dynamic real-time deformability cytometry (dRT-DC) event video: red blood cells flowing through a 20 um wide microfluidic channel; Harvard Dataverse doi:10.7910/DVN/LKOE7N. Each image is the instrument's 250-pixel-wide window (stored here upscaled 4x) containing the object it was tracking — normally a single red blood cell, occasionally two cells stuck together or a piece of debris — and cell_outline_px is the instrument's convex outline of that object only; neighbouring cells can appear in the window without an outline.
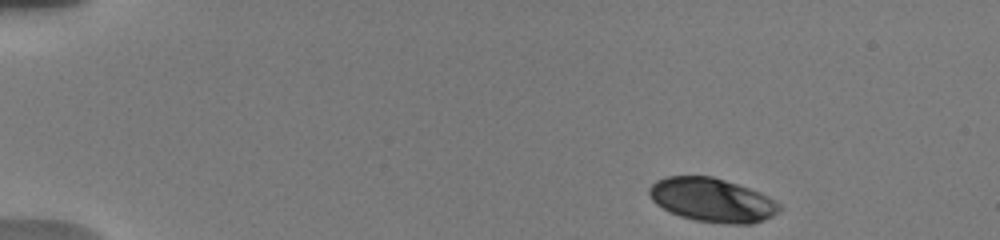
{"species": "human", "species_latin": "Homo sapiens", "temperature_condition": "warm", "stored_images_in_passage": 20, "camera_frame_rate_fps": 3000, "um_per_image_px": 0.085, "donor": {"sex": "male"}, "frame": {"image": 1, "passage_image": 1, "time_ms": 0.0, "image_size_px": [1000, 240], "cell_outline_px": [[780, 212], [764, 220], [752, 224], [724, 224], [696, 220], [680, 216], [656, 204], [652, 200], [648, 192], [648, 188], [656, 180], [668, 176], [712, 176], [760, 192], [776, 200], [780, 204]], "centroid_in_image_um": [60.55, 17.01], "position_along_channel_um": 24.4, "area_um2": 33.23}}
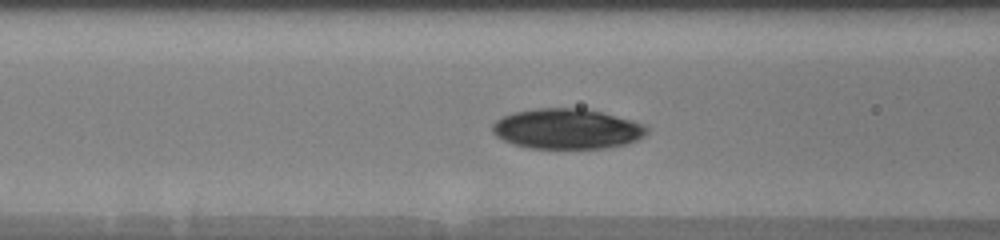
{"frame": {"image": 2, "passage_image": 15, "time_ms": 5.333, "image_size_px": [1000, 240], "cell_outline_px": [[648, 132], [644, 136], [636, 140], [624, 144], [608, 148], [528, 148], [512, 144], [496, 136], [492, 132], [492, 124], [496, 120], [512, 112], [536, 108], [584, 108], [632, 120], [644, 124], [648, 128]], "centroid_in_image_um": [48.18, 10.95], "position_along_channel_um": 118.4, "area_um2": 36.3}}
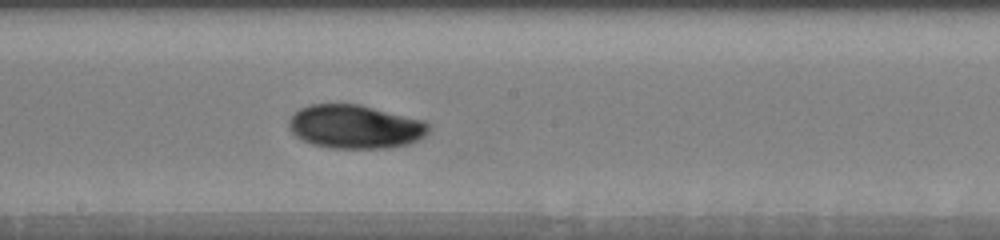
{"frame": {"image": 3, "passage_image": 20, "time_ms": 8.0, "image_size_px": [1000, 240], "cell_outline_px": [[432, 128], [424, 136], [408, 144], [388, 148], [328, 148], [312, 144], [296, 136], [288, 128], [288, 120], [300, 108], [308, 104], [360, 104], [428, 120], [432, 124]], "centroid_in_image_um": [30.24, 10.76], "position_along_channel_um": 218.0, "area_um2": 36.13}}